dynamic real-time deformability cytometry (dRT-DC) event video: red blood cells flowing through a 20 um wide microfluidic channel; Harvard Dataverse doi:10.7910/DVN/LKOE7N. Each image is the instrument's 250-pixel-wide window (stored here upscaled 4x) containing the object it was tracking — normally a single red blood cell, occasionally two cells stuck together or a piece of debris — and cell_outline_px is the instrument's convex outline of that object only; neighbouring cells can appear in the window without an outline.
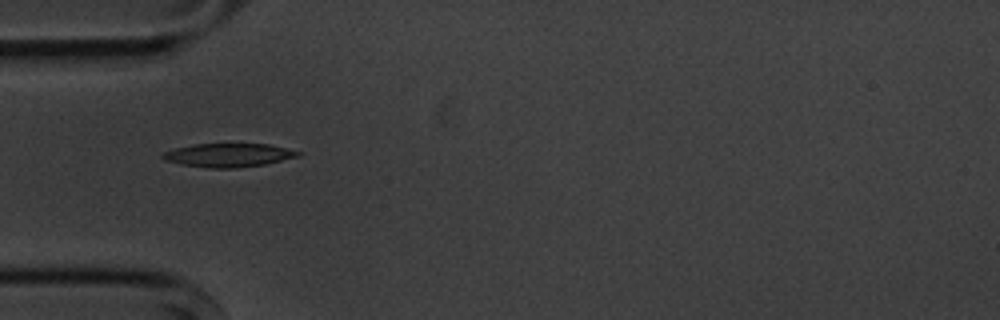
{"species": "common noctule bat (a hibernating species)", "species_latin": "Nyctalus noctula", "temperature_condition": "cold", "stored_images_in_passage": 6, "camera_frame_rate_fps": 3000, "um_per_image_px": 0.085, "animal": {"sex": "male", "body_mass_g": 20.1, "forearm_length_mm": 53.5}, "frame": {"image": 1, "passage_image": 3, "time_ms": 2.333, "image_size_px": [1000, 320], "cell_outline_px": [[304, 152], [300, 156], [264, 164], [236, 168], [208, 168], [180, 164], [164, 160], [160, 156], [164, 152], [176, 148], [196, 144], [268, 144]], "centroid_in_image_um": [19.43, 13.19], "position_along_channel_um": 65.6, "area_um2": 18.55}}
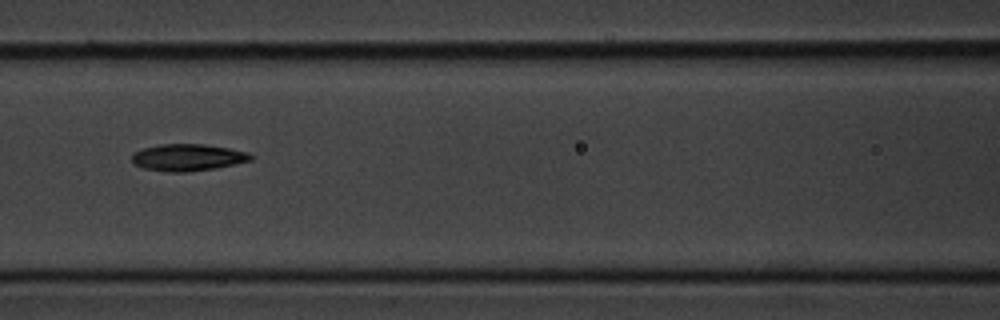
{"frame": {"image": 2, "passage_image": 5, "time_ms": 4.667, "image_size_px": [1000, 320], "cell_outline_px": [[256, 156], [252, 160], [216, 168], [188, 172], [168, 172], [144, 168], [136, 164], [132, 160], [132, 152], [144, 148], [160, 144], [204, 144], [228, 148], [248, 152]], "centroid_in_image_um": [15.99, 13.38], "position_along_channel_um": 150.6, "area_um2": 18.67}}
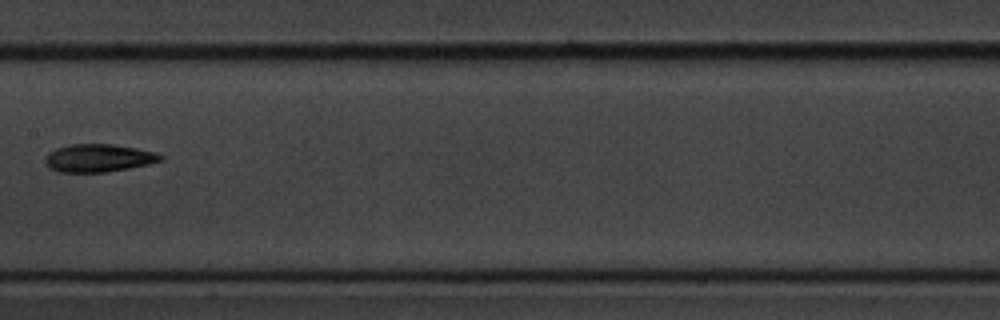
{"frame": {"image": 3, "passage_image": 6, "time_ms": 6.0, "image_size_px": [1000, 320], "cell_outline_px": [[164, 156], [160, 160], [148, 164], [108, 172], [56, 172], [48, 168], [44, 160], [48, 152], [56, 148], [68, 144], [112, 144], [136, 148], [156, 152]], "centroid_in_image_um": [8.32, 13.43], "position_along_channel_um": 199.1, "area_um2": 18.84}}